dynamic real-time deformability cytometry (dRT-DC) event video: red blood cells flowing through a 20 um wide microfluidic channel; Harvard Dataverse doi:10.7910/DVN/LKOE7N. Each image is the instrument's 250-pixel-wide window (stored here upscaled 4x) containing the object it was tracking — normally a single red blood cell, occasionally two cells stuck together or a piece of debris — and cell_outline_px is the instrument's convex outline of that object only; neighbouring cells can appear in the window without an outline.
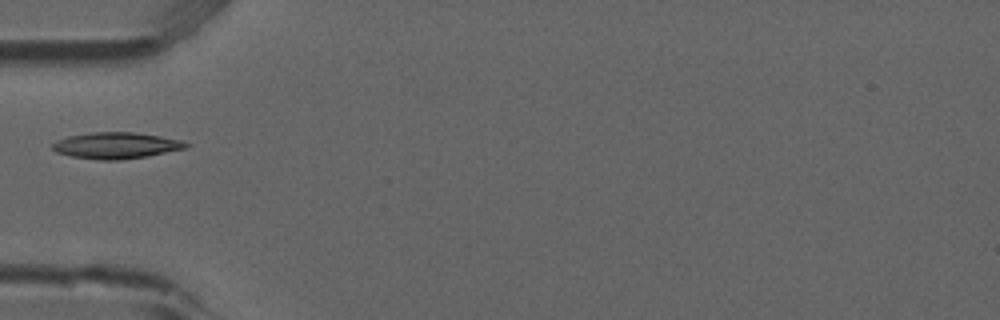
{"species": "common noctule bat (a hibernating species)", "species_latin": "Nyctalus noctula", "temperature_condition": "room temperature", "stored_images_in_passage": 6, "camera_frame_rate_fps": 3000, "um_per_image_px": 0.085, "animal": {"sex": "male", "forearm_length_mm": 52.5}, "frame": {"image": 1, "passage_image": 4, "time_ms": 1.0, "image_size_px": [1000, 320], "cell_outline_px": [[192, 144], [188, 148], [148, 156], [120, 160], [100, 160], [72, 156], [56, 152], [52, 148], [52, 144], [56, 140], [68, 136], [92, 132], [136, 132], [184, 140]], "centroid_in_image_um": [9.93, 12.36], "position_along_channel_um": 75.1, "area_um2": 20.69}}
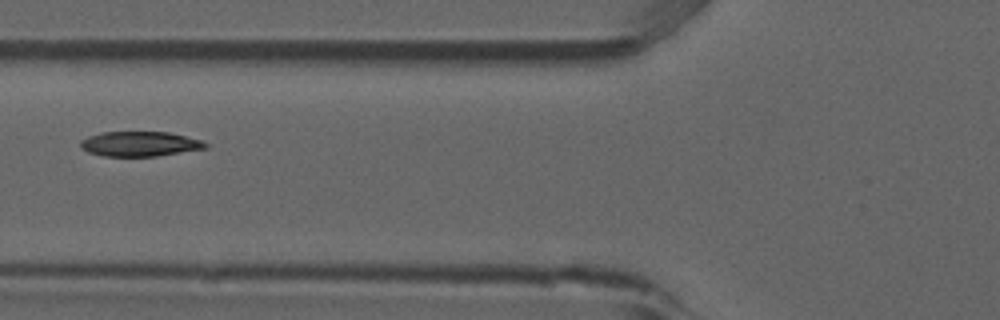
{"frame": {"image": 2, "passage_image": 5, "time_ms": 1.333, "image_size_px": [1000, 320], "cell_outline_px": [[208, 148], [156, 156], [104, 156], [88, 152], [80, 148], [80, 140], [88, 136], [100, 132], [168, 132], [200, 140], [208, 144]], "centroid_in_image_um": [11.84, 12.23], "position_along_channel_um": 114.0, "area_um2": 18.09}}
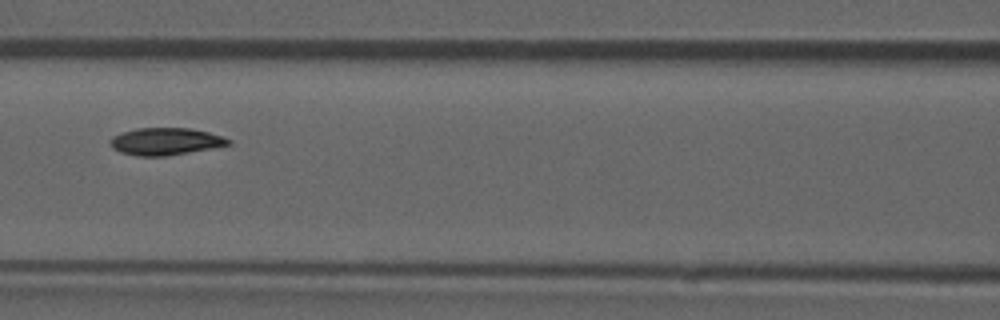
{"frame": {"image": 3, "passage_image": 6, "time_ms": 1.667, "image_size_px": [1000, 320], "cell_outline_px": [[232, 144], [212, 148], [164, 156], [136, 156], [120, 152], [112, 148], [112, 136], [136, 128], [188, 128], [208, 132], [232, 140]], "centroid_in_image_um": [14.08, 12.02], "position_along_channel_um": 152.5, "area_um2": 18.5}}